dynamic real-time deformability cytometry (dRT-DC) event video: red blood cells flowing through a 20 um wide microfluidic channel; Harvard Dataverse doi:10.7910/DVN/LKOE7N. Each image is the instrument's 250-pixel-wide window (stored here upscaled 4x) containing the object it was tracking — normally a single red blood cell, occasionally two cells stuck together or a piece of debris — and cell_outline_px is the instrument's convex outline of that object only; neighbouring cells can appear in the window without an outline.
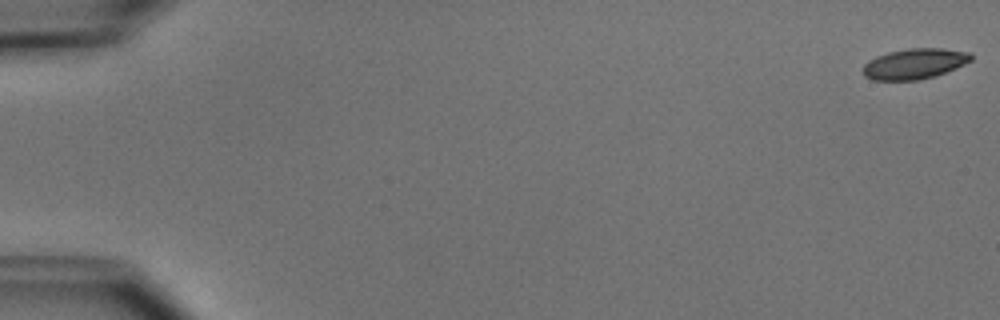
{"species": "common noctule bat (a hibernating species)", "species_latin": "Nyctalus noctula", "temperature_condition": "cold", "stored_images_in_passage": 5, "camera_frame_rate_fps": 3000, "um_per_image_px": 0.085, "animal": {"sex": "male", "body_mass_g": 15.6}, "frame": {"image": 1, "passage_image": 1, "time_ms": 0.0, "image_size_px": [1000, 320], "cell_outline_px": [[972, 60], [956, 68], [936, 76], [920, 80], [872, 80], [864, 76], [864, 64], [868, 60], [876, 56], [888, 52], [908, 48], [944, 48], [972, 52]], "centroid_in_image_um": [77.76, 5.41], "position_along_channel_um": 7.2, "area_um2": 19.42}}
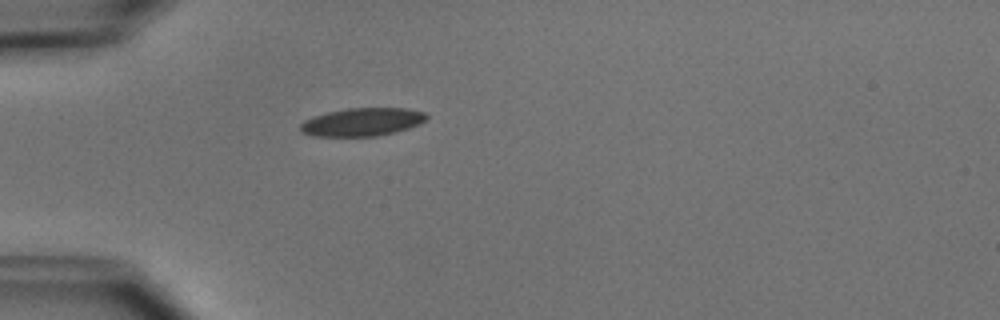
{"frame": {"image": 2, "passage_image": 5, "time_ms": 5.0, "image_size_px": [1000, 320], "cell_outline_px": [[428, 116], [420, 124], [396, 132], [376, 136], [312, 136], [304, 132], [300, 128], [300, 124], [304, 120], [328, 112], [348, 108], [408, 108], [424, 112]], "centroid_in_image_um": [30.82, 10.37], "position_along_channel_um": 54.2, "area_um2": 20.52}}